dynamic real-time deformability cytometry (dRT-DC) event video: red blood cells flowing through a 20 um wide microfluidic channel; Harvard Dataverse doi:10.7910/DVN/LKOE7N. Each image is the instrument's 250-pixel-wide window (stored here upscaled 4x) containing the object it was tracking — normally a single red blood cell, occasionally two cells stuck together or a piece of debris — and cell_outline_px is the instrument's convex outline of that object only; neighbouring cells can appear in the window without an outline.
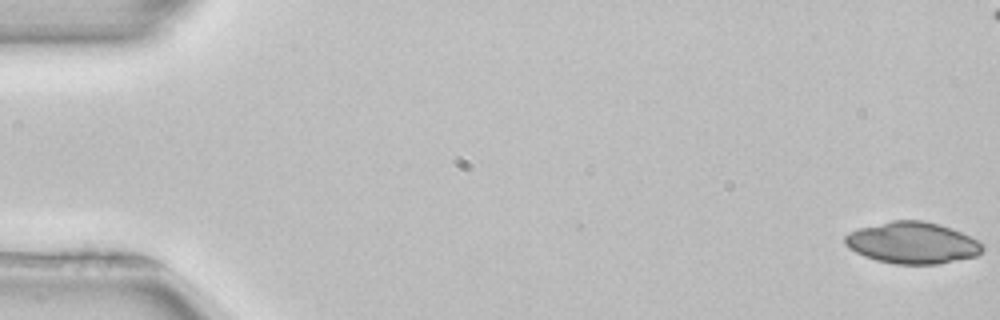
{"species": "common noctule bat (a hibernating species)", "species_latin": "Nyctalus noctula", "temperature_condition": "room temperature", "stored_images_in_passage": 21, "camera_frame_rate_fps": 3000, "um_per_image_px": 0.085, "animal": {"sex": "female", "body_mass_g": 22.7, "forearm_length_mm": 54.2}, "frame": {"image": 1, "passage_image": 1, "time_ms": 0.0, "image_size_px": [1000, 320], "cell_outline_px": [[984, 248], [976, 256], [940, 264], [896, 264], [876, 260], [864, 256], [848, 248], [844, 244], [844, 236], [848, 232], [860, 228], [892, 220], [924, 220], [940, 224], [952, 228], [980, 240], [984, 244]], "centroid_in_image_um": [77.57, 20.64], "position_along_channel_um": 7.4, "area_um2": 33.64}}